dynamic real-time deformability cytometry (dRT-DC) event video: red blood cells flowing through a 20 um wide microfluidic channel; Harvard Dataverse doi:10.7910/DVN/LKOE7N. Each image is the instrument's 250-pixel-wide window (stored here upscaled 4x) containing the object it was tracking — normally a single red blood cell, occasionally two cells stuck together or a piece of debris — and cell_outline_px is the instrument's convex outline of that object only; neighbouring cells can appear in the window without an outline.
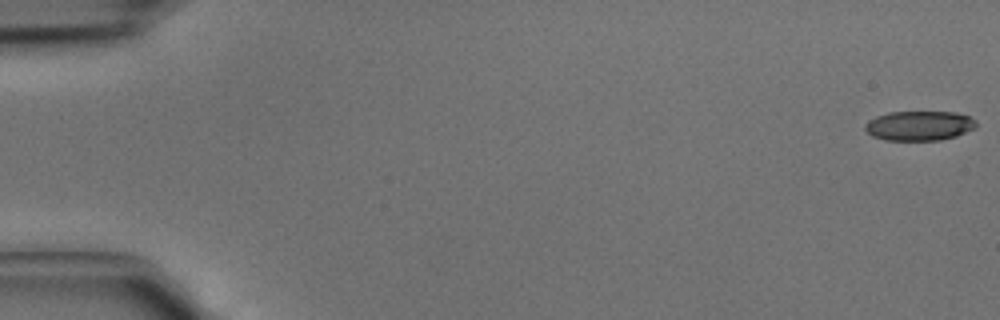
{"species": "common noctule bat (a hibernating species)", "species_latin": "Nyctalus noctula", "temperature_condition": "cold", "stored_images_in_passage": 5, "camera_frame_rate_fps": 3000, "um_per_image_px": 0.085, "animal": {"sex": "male", "body_mass_g": 15.6}, "frame": {"image": 1, "passage_image": 1, "time_ms": 0.0, "image_size_px": [1000, 320], "cell_outline_px": [[976, 128], [956, 136], [940, 140], [884, 140], [872, 136], [864, 128], [864, 124], [868, 120], [876, 116], [888, 112], [956, 112], [968, 116], [976, 120]], "centroid_in_image_um": [78.13, 10.68], "position_along_channel_um": 6.9, "area_um2": 19.31}}
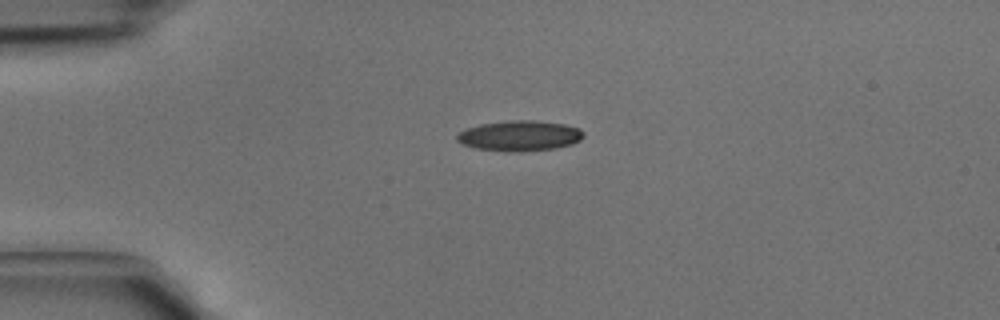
{"frame": {"image": 2, "passage_image": 4, "time_ms": 1.0, "image_size_px": [1000, 320], "cell_outline_px": [[584, 136], [580, 140], [572, 144], [556, 148], [520, 152], [504, 152], [476, 148], [464, 144], [456, 140], [456, 136], [460, 132], [468, 128], [480, 124], [512, 120], [532, 120], [564, 124], [580, 128], [584, 132]], "centroid_in_image_um": [44.2, 11.55], "position_along_channel_um": 40.8, "area_um2": 22.48}}
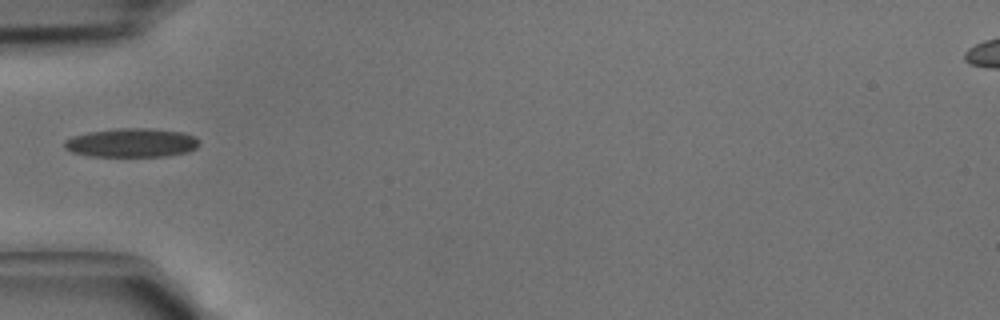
{"frame": {"image": 3, "passage_image": 5, "time_ms": 1.333, "image_size_px": [1000, 320], "cell_outline_px": [[200, 144], [196, 148], [188, 152], [164, 156], [88, 156], [72, 152], [64, 148], [64, 140], [72, 136], [88, 132], [116, 128], [152, 128], [184, 132], [200, 140]], "centroid_in_image_um": [11.18, 12.13], "position_along_channel_um": 73.8, "area_um2": 22.89}}